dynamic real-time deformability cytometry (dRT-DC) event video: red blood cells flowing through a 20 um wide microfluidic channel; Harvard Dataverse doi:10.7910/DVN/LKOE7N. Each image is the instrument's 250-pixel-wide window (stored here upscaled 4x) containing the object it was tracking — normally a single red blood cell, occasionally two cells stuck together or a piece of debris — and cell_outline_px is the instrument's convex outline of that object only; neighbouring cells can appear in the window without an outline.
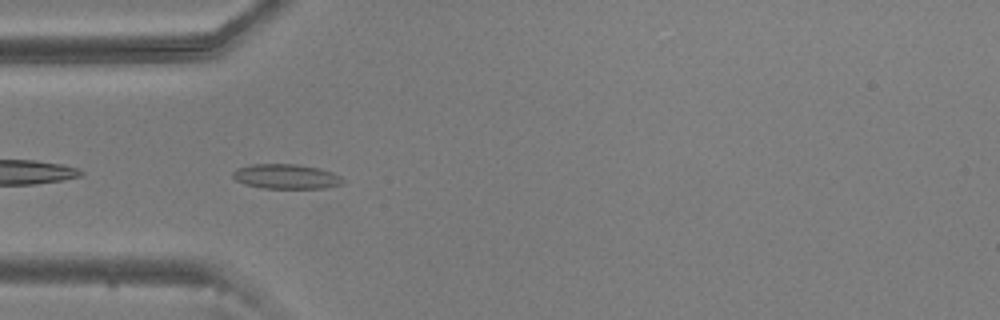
{"species": "common noctule bat (a hibernating species)", "species_latin": "Nyctalus noctula", "temperature_condition": "warm", "stored_images_in_passage": 40, "camera_frame_rate_fps": 3000, "um_per_image_px": 0.085, "animal": {"sex": "male", "body_mass_g": 20.5, "forearm_length_mm": 52.5}, "frame": {"image": 1, "passage_image": 2, "time_ms": 0.333, "image_size_px": [1000, 320], "cell_outline_px": [[344, 184], [328, 188], [264, 188], [244, 184], [236, 180], [232, 176], [232, 172], [236, 168], [252, 164], [296, 164], [320, 168], [332, 172], [340, 176], [344, 180]], "centroid_in_image_um": [24.34, 15.0], "position_along_channel_um": 60.7, "area_um2": 16.01}}
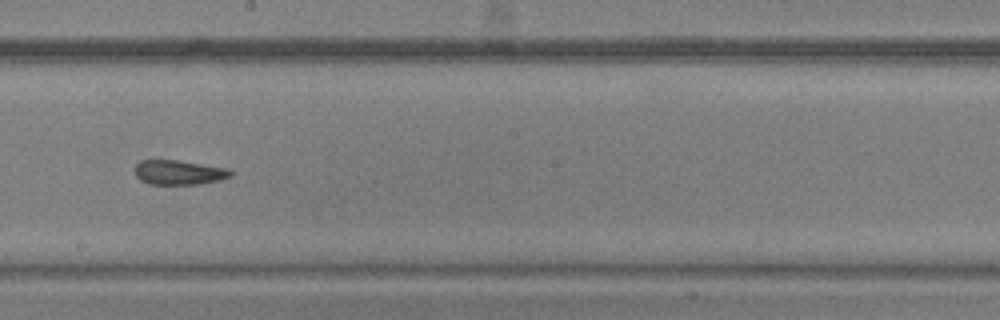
{"frame": {"image": 2, "passage_image": 16, "time_ms": 5.0, "image_size_px": [1000, 320], "cell_outline_px": [[232, 176], [220, 180], [200, 184], [148, 184], [140, 180], [136, 176], [136, 164], [140, 160], [176, 160], [228, 168], [232, 172]], "centroid_in_image_um": [15.21, 14.66], "position_along_channel_um": 233.0, "area_um2": 13.7}}
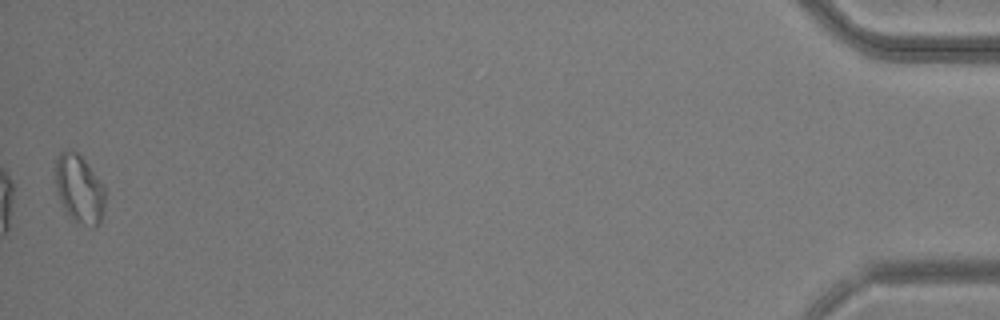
{"frame": {"image": 3, "passage_image": 40, "time_ms": 13.0, "image_size_px": [1000, 320], "cell_outline_px": [[104, 208], [100, 220], [96, 228], [92, 228], [76, 220], [68, 212], [60, 200], [56, 192], [56, 156], [60, 152], [76, 152], [84, 160], [96, 176], [104, 188]], "centroid_in_image_um": [6.74, 16.07], "position_along_channel_um": 428.5, "area_um2": 19.07}, "authors_computed_cell_mechanics": {"area_um2": 14.7101, "velocity_mm_per_s": 3.6899, "shape_relaxation_time_tau1_ms": null, "shape_relaxation_time_tau2_ms": 2.7769, "deformation_change_tau1": null, "deformation_change_tau2": 0.0982}}